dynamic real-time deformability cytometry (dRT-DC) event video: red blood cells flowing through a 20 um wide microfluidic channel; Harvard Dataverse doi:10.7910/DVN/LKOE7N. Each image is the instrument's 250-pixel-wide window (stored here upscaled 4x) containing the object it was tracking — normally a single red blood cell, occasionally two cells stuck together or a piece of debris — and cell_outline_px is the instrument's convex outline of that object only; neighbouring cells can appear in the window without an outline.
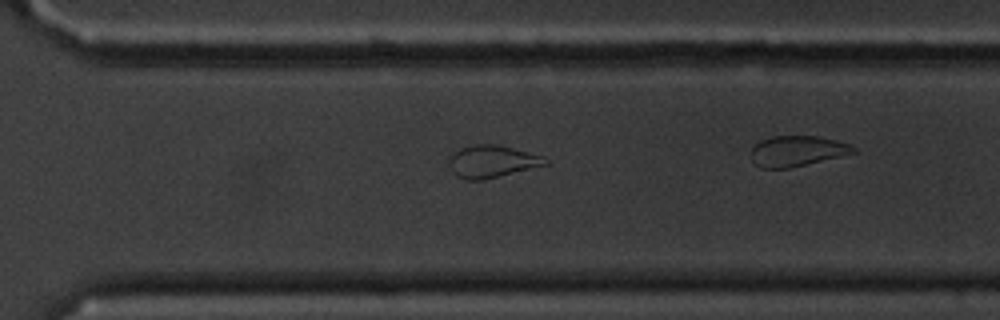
{"species": "common noctule bat (a hibernating species)", "species_latin": "Nyctalus noctula", "temperature_condition": "cold", "stored_images_in_passage": 32, "camera_frame_rate_fps": 3000, "um_per_image_px": 0.085, "animal": {"sex": "male", "body_mass_g": 20.1, "forearm_length_mm": 53.5}, "frame": {"image": 1, "passage_image": 28, "time_ms": 9.0, "image_size_px": [1000, 320], "cell_outline_px": [[552, 164], [484, 180], [468, 180], [456, 176], [452, 172], [448, 160], [448, 156], [460, 148], [476, 144], [496, 144], [544, 156]], "centroid_in_image_um": [41.84, 13.73], "position_along_channel_um": 328.8, "area_um2": 18.44}}